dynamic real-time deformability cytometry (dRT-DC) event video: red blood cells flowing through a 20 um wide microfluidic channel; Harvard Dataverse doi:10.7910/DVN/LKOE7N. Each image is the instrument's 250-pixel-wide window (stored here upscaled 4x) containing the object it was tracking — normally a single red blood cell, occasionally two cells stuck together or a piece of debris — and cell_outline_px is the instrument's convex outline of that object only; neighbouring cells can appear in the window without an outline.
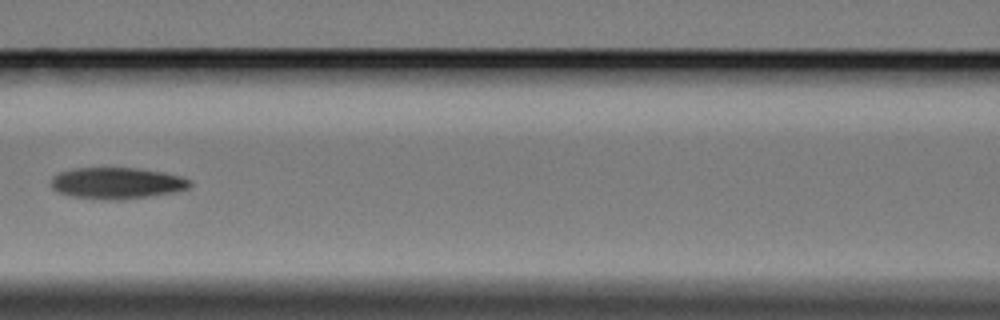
{"species": "Egyptian fruit bat (a non-hibernating species)", "species_latin": "Rousettus aegyptiacus", "temperature_condition": "cold", "stored_images_in_passage": 11, "camera_frame_rate_fps": 3000, "um_per_image_px": 0.085, "animal": {"sex": "female"}, "frame": {"image": 1, "passage_image": 7, "time_ms": 8.333, "image_size_px": [1000, 320], "cell_outline_px": [[192, 184], [188, 188], [172, 192], [148, 196], [116, 200], [108, 200], [72, 196], [60, 192], [52, 188], [52, 176], [60, 172], [72, 168], [136, 168], [160, 172], [180, 176], [192, 180]], "centroid_in_image_um": [9.92, 15.56], "position_along_channel_um": 156.7, "area_um2": 25.09}}
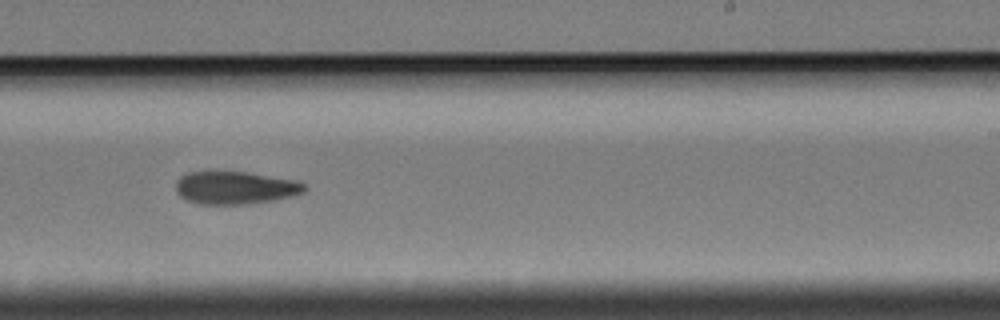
{"frame": {"image": 2, "passage_image": 10, "time_ms": 11.667, "image_size_px": [1000, 320], "cell_outline_px": [[308, 188], [304, 192], [292, 196], [272, 200], [248, 204], [200, 204], [184, 200], [176, 192], [176, 180], [180, 176], [188, 172], [244, 172], [296, 180], [304, 184]], "centroid_in_image_um": [19.97, 15.97], "position_along_channel_um": 269.0, "area_um2": 24.57}}
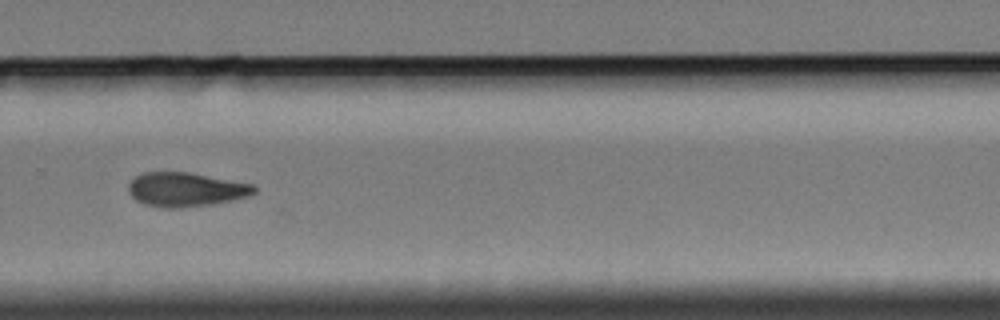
{"frame": {"image": 3, "passage_image": 11, "time_ms": 13.0, "image_size_px": [1000, 320], "cell_outline_px": [[256, 192], [248, 196], [212, 204], [180, 208], [164, 208], [144, 204], [136, 200], [128, 192], [128, 184], [136, 176], [144, 172], [188, 172], [252, 184], [256, 188]], "centroid_in_image_um": [15.76, 16.11], "position_along_channel_um": 314.0, "area_um2": 24.85}}